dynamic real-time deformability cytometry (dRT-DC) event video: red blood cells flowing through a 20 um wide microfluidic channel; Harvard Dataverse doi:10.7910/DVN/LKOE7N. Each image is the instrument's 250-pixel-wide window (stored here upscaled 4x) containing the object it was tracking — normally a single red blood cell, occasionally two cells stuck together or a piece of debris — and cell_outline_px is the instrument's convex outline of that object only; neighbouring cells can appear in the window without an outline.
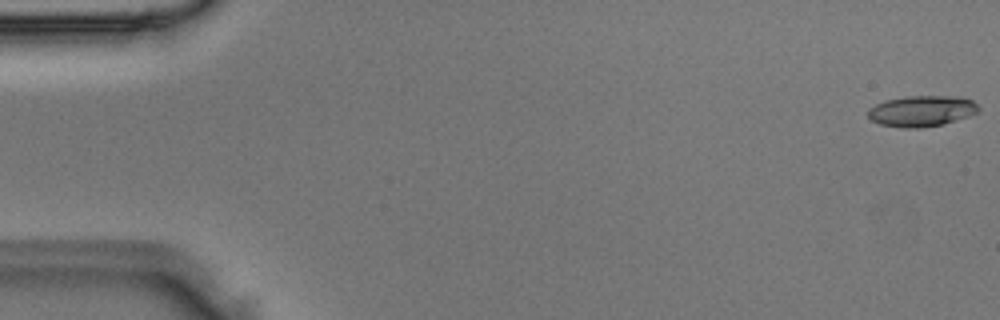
{"species": "Egyptian fruit bat (a non-hibernating species)", "species_latin": "Rousettus aegyptiacus", "temperature_condition": "room temperature", "stored_images_in_passage": 49, "camera_frame_rate_fps": 3000, "um_per_image_px": 0.085, "animal": {"sex": "male"}, "frame": {"image": 1, "passage_image": 1, "time_ms": 0.0, "image_size_px": [1000, 320], "cell_outline_px": [[980, 108], [976, 112], [968, 116], [940, 124], [920, 128], [900, 128], [880, 124], [872, 120], [868, 116], [868, 108], [884, 100], [904, 96], [960, 96], [972, 100]], "centroid_in_image_um": [78.3, 9.42], "position_along_channel_um": 6.7, "area_um2": 19.88}}
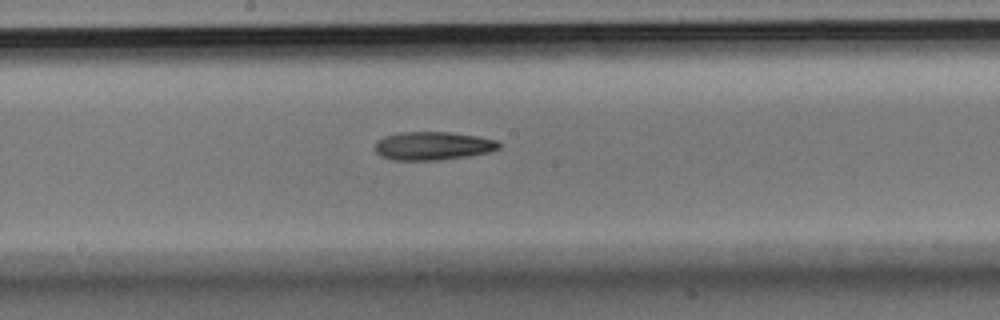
{"frame": {"image": 2, "passage_image": 26, "time_ms": 8.333, "image_size_px": [1000, 320], "cell_outline_px": [[500, 148], [488, 152], [468, 156], [440, 160], [392, 160], [380, 156], [376, 152], [376, 140], [384, 136], [400, 132], [448, 132], [480, 136], [496, 140], [500, 144]], "centroid_in_image_um": [36.78, 12.39], "position_along_channel_um": 211.4, "area_um2": 20.58}}
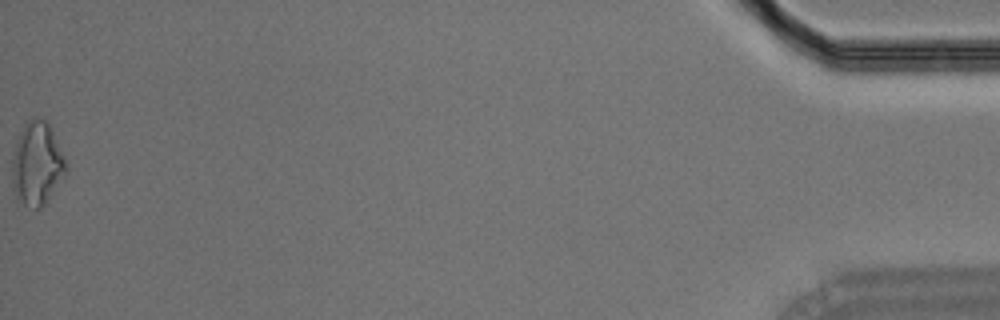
{"frame": {"image": 3, "passage_image": 49, "time_ms": 16.0, "image_size_px": [1000, 320], "cell_outline_px": [[68, 172], [44, 204], [40, 208], [36, 208], [24, 204], [16, 200], [12, 184], [12, 156], [16, 140], [24, 124], [28, 120], [36, 116], [44, 120], [48, 124], [52, 132], [68, 168]], "centroid_in_image_um": [3.11, 13.93], "position_along_channel_um": 432.1, "area_um2": 26.01}}